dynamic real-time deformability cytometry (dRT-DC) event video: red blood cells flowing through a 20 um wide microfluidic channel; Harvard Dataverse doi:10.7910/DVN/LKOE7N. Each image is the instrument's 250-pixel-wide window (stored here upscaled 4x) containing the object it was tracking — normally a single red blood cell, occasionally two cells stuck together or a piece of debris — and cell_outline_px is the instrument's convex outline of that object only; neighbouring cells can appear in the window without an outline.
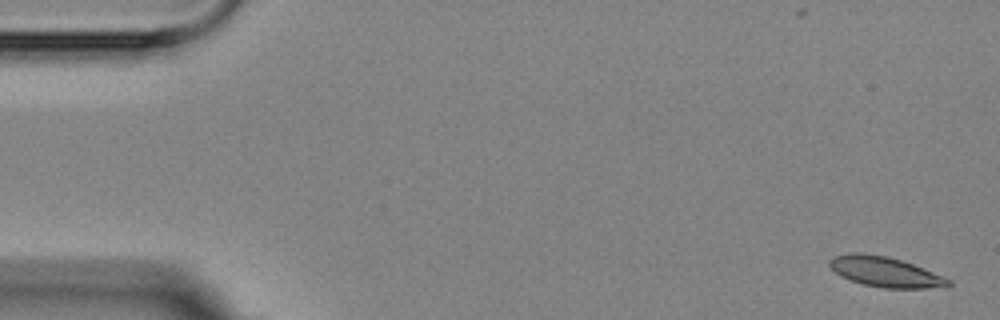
{"species": "Egyptian fruit bat (a non-hibernating species)", "species_latin": "Rousettus aegyptiacus", "temperature_condition": "room temperature", "stored_images_in_passage": 5, "camera_frame_rate_fps": 3000, "um_per_image_px": 0.085, "animal": {"sex": "female"}, "frame": {"image": 1, "passage_image": 1, "time_ms": 0.0, "image_size_px": [1000, 320], "cell_outline_px": [[952, 284], [948, 288], [884, 288], [864, 284], [840, 276], [828, 264], [828, 260], [832, 256], [848, 252], [860, 252], [884, 256], [900, 260], [912, 264], [944, 276], [952, 280]], "centroid_in_image_um": [75.26, 23.11], "position_along_channel_um": 9.7, "area_um2": 20.98}}
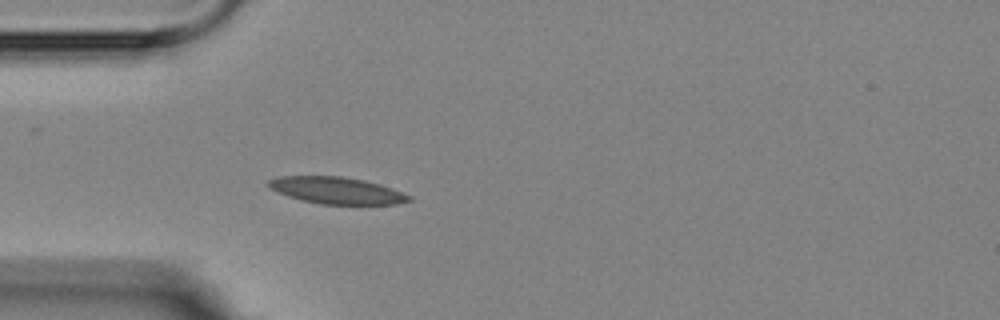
{"frame": {"image": 2, "passage_image": 5, "time_ms": 4.667, "image_size_px": [1000, 320], "cell_outline_px": [[412, 200], [396, 204], [320, 204], [300, 200], [276, 192], [268, 188], [264, 184], [268, 180], [280, 176], [340, 176], [364, 180], [380, 184], [412, 196]], "centroid_in_image_um": [28.56, 16.19], "position_along_channel_um": 56.4, "area_um2": 22.08}}